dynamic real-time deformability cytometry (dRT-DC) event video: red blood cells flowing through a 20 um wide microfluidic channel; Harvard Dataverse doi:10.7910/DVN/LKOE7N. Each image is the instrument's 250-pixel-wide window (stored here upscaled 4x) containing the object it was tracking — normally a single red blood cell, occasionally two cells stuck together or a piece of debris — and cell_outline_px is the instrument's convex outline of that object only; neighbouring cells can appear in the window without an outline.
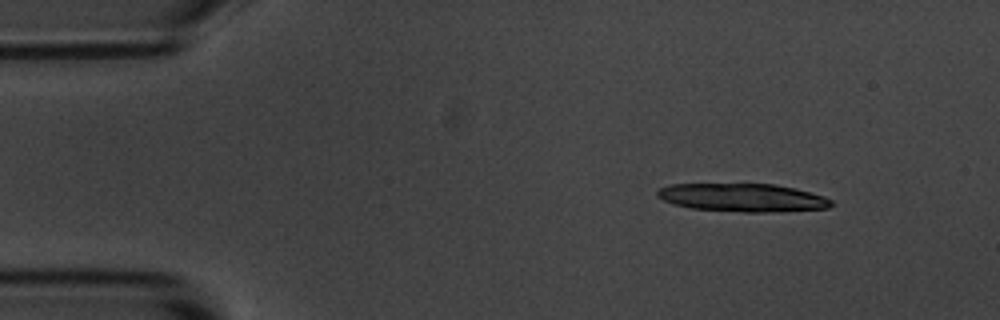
{"species": "common noctule bat (a hibernating species)", "species_latin": "Nyctalus noctula", "temperature_condition": "room temperature", "stored_images_in_passage": 3, "camera_frame_rate_fps": 3000, "um_per_image_px": 0.085, "animal": {"sex": "male", "body_mass_g": 20.1, "forearm_length_mm": 53.5}, "frame": {"image": 1, "passage_image": 1, "time_ms": 0.0, "image_size_px": [1000, 320], "cell_outline_px": [[832, 204], [828, 208], [768, 212], [744, 212], [692, 208], [676, 204], [664, 200], [656, 196], [656, 192], [660, 188], [672, 184], [772, 184], [796, 188], [824, 196], [832, 200]], "centroid_in_image_um": [63.14, 16.79], "position_along_channel_um": 21.9, "area_um2": 28.32}}